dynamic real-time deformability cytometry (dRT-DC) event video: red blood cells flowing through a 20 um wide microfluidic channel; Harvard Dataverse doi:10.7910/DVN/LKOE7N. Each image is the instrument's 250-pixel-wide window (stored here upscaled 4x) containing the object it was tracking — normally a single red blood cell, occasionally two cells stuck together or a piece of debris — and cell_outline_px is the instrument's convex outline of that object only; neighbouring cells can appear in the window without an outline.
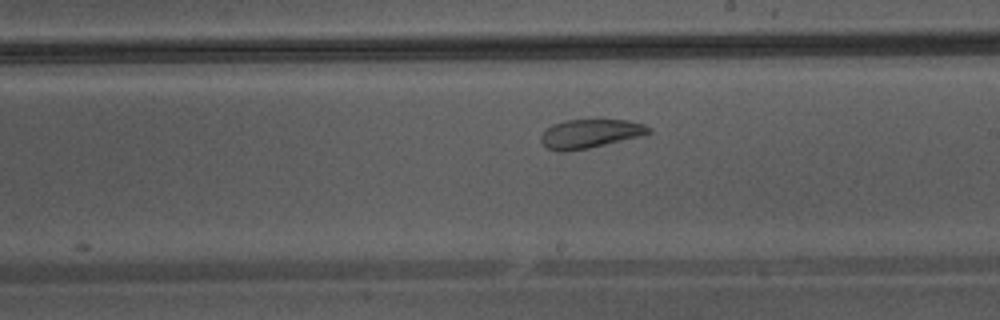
{"species": "Egyptian fruit bat (a non-hibernating species)", "species_latin": "Rousettus aegyptiacus", "temperature_condition": "warm", "stored_images_in_passage": 26, "camera_frame_rate_fps": 3000, "um_per_image_px": 0.085, "animal": {"sex": "male"}, "frame": {"image": 1, "passage_image": 18, "time_ms": 5.667, "image_size_px": [1000, 320], "cell_outline_px": [[652, 132], [644, 136], [588, 148], [564, 152], [560, 152], [548, 148], [540, 140], [540, 136], [552, 124], [564, 120], [600, 116], [628, 120], [644, 124], [652, 128]], "centroid_in_image_um": [50.23, 11.3], "position_along_channel_um": 238.8, "area_um2": 19.13}}